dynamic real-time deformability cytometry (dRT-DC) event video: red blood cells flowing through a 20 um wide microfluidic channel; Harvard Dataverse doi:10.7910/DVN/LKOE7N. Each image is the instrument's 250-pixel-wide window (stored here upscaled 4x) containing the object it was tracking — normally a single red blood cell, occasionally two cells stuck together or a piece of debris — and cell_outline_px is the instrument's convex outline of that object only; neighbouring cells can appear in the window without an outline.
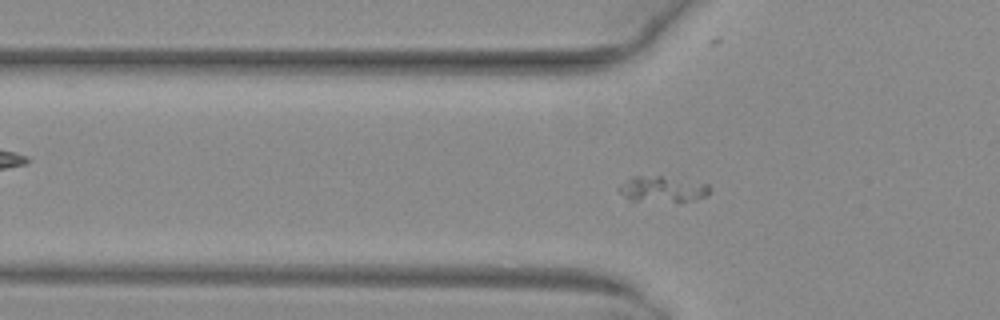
{"species": "common noctule bat (a hibernating species)", "species_latin": "Nyctalus noctula", "temperature_condition": "warm", "stored_images_in_passage": 54, "camera_frame_rate_fps": 3000, "um_per_image_px": 0.085, "animal": {"sex": "female", "body_mass_g": 29.2, "forearm_length_mm": 56.3}, "frame": {"image": 1, "passage_image": 19, "time_ms": 6.0, "image_size_px": [1000, 320], "cell_outline_px": [[712, 192], [708, 196], [680, 204], [628, 204], [616, 188], [632, 176], [660, 176], [708, 184], [712, 188]], "centroid_in_image_um": [56.25, 16.19], "position_along_channel_um": 69.5, "area_um2": 15.26}}
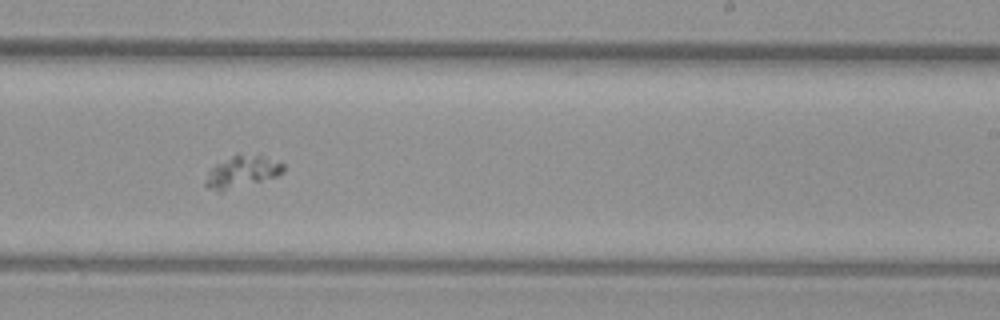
{"frame": {"image": 2, "passage_image": 34, "time_ms": 11.0, "image_size_px": [1000, 320], "cell_outline_px": [[284, 172], [276, 176], [224, 192], [220, 192], [208, 188], [204, 184], [204, 180], [212, 168], [216, 164], [232, 156], [260, 156], [284, 164]], "centroid_in_image_um": [20.53, 14.65], "position_along_channel_um": 268.5, "area_um2": 13.93}}
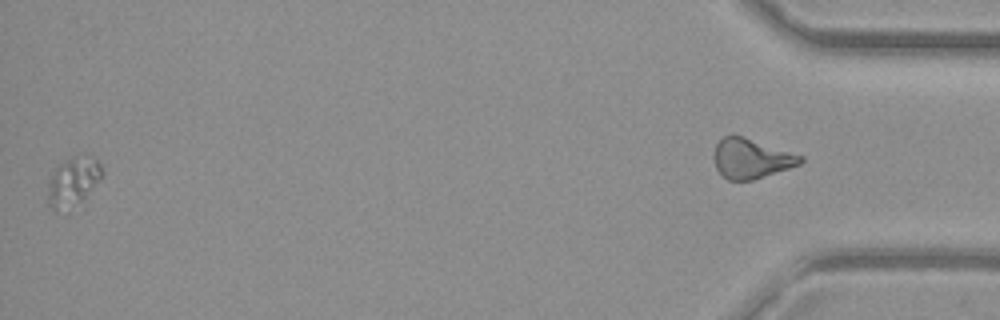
{"frame": {"image": 3, "passage_image": 53, "time_ms": 17.333, "image_size_px": [1000, 320], "cell_outline_px": [[104, 172], [100, 180], [84, 200], [68, 216], [64, 216], [56, 212], [48, 204], [48, 184], [56, 168], [60, 164], [72, 156], [88, 152], [100, 164]], "centroid_in_image_um": [6.23, 15.53], "position_along_channel_um": 429.0, "area_um2": 16.53}}